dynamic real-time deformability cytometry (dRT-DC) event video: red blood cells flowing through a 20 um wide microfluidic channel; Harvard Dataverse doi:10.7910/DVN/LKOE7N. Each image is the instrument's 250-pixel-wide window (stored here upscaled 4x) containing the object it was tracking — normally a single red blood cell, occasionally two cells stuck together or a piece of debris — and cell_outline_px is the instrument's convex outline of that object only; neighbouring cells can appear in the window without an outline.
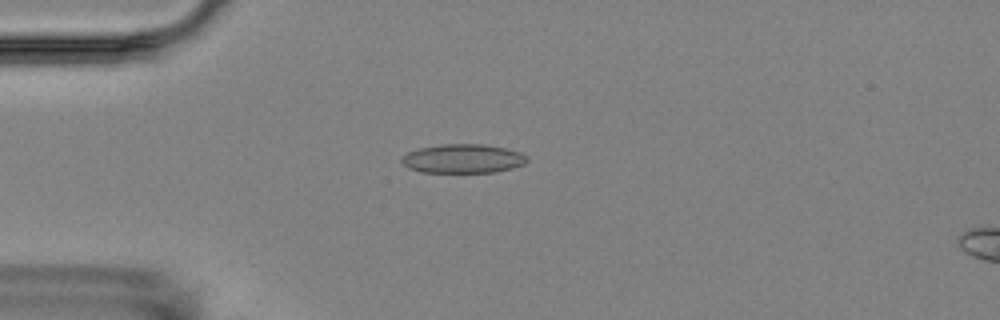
{"species": "Egyptian fruit bat (a non-hibernating species)", "species_latin": "Rousettus aegyptiacus", "temperature_condition": "room temperature", "stored_images_in_passage": 6, "camera_frame_rate_fps": 3000, "um_per_image_px": 0.085, "animal": {"sex": "female"}, "frame": {"image": 1, "passage_image": 4, "time_ms": 3.667, "image_size_px": [1000, 320], "cell_outline_px": [[528, 160], [524, 164], [512, 168], [496, 172], [420, 172], [408, 168], [400, 160], [408, 152], [416, 148], [440, 144], [484, 144], [504, 148], [520, 152], [528, 156]], "centroid_in_image_um": [39.35, 13.48], "position_along_channel_um": 45.7, "area_um2": 21.27}}
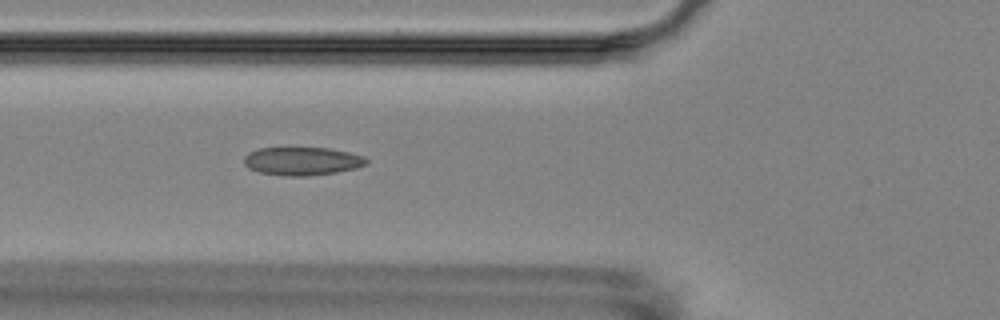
{"frame": {"image": 2, "passage_image": 6, "time_ms": 5.667, "image_size_px": [1000, 320], "cell_outline_px": [[368, 164], [356, 168], [336, 172], [308, 176], [284, 176], [260, 172], [248, 168], [244, 164], [244, 156], [248, 152], [256, 148], [328, 148], [348, 152], [364, 156], [368, 160]], "centroid_in_image_um": [25.67, 13.7], "position_along_channel_um": 100.1, "area_um2": 20.23}}